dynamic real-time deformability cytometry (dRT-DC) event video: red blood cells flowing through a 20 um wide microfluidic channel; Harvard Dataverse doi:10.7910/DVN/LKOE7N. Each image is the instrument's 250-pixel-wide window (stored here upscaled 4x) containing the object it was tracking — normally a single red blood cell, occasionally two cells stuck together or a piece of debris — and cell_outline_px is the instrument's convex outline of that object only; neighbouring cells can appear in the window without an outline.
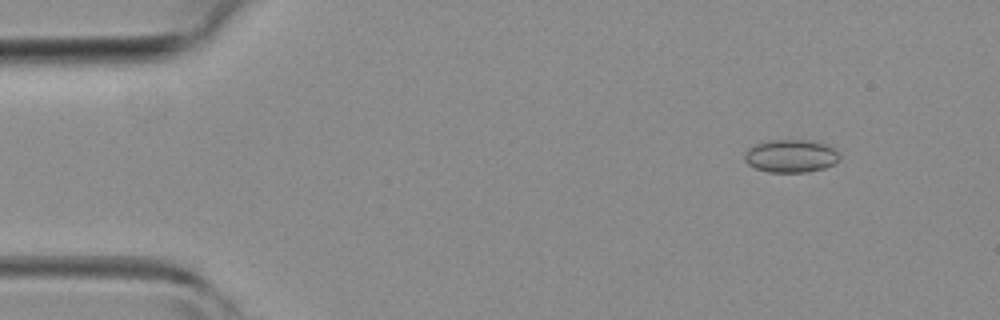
{"species": "common noctule bat (a hibernating species)", "species_latin": "Nyctalus noctula", "temperature_condition": "room temperature", "stored_images_in_passage": 5, "camera_frame_rate_fps": 3000, "um_per_image_px": 0.085, "animal": {"sex": "female", "body_mass_g": 19.3, "forearm_length_mm": 54.1}, "frame": {"image": 1, "passage_image": 2, "time_ms": 1.0, "image_size_px": [1000, 320], "cell_outline_px": [[840, 160], [824, 168], [808, 172], [768, 172], [756, 168], [748, 164], [744, 160], [744, 152], [752, 144], [764, 140], [808, 140], [828, 144], [840, 156]], "centroid_in_image_um": [67.18, 13.25], "position_along_channel_um": 17.8, "area_um2": 18.44}}